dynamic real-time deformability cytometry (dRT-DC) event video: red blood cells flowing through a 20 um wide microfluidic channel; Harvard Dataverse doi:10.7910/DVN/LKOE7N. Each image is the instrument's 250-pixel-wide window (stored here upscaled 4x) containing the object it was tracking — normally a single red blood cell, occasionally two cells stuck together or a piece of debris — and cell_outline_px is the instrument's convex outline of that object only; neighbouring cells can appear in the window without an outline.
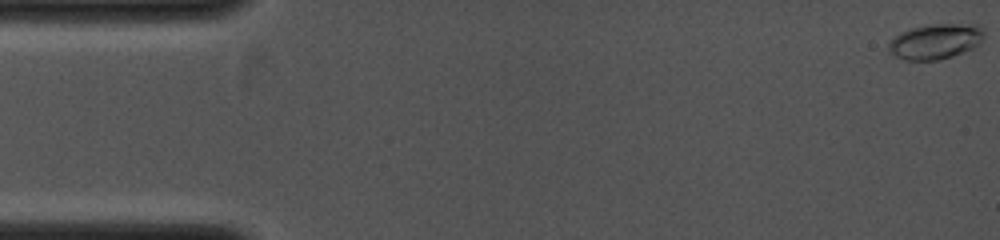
{"species": "common noctule bat (a hibernating species)", "species_latin": "Nyctalus noctula", "temperature_condition": "cold", "stored_images_in_passage": 14, "camera_frame_rate_fps": 4000, "um_per_image_px": 0.085, "animal": {"sex": "female", "body_mass_g": 19.0, "forearm_length_mm": 53.3}, "frame": {"image": 1, "passage_image": 1, "time_ms": 0.0, "image_size_px": [1000, 240], "cell_outline_px": [[984, 36], [980, 44], [964, 52], [940, 60], [904, 60], [888, 52], [888, 44], [900, 32], [912, 28], [932, 24], [980, 24], [984, 28]], "centroid_in_image_um": [79.55, 3.52], "position_along_channel_um": 5.4, "area_um2": 19.77}}
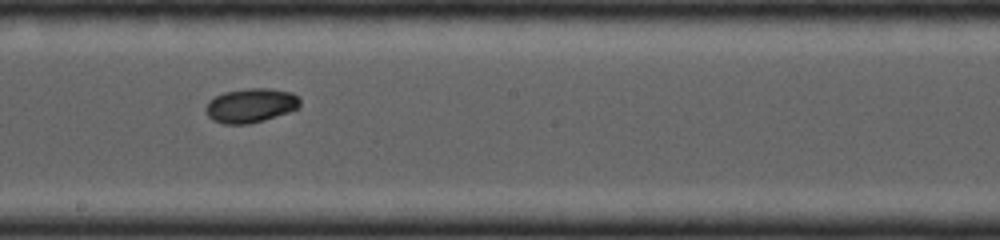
{"frame": {"image": 2, "passage_image": 10, "time_ms": 6.75, "image_size_px": [1000, 240], "cell_outline_px": [[300, 108], [264, 120], [248, 124], [224, 124], [212, 120], [208, 116], [204, 108], [208, 100], [224, 92], [248, 88], [272, 88], [292, 92], [300, 96]], "centroid_in_image_um": [21.32, 8.95], "position_along_channel_um": 226.9, "area_um2": 19.07}}
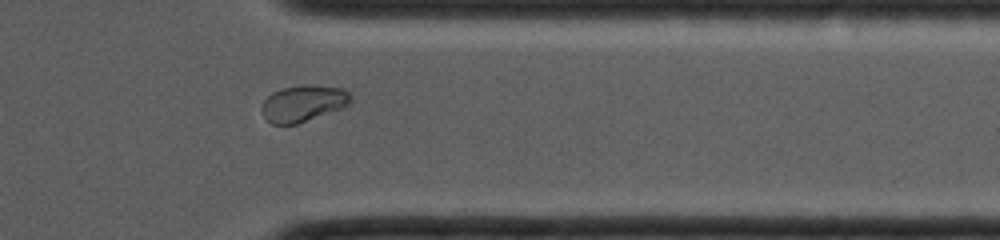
{"frame": {"image": 3, "passage_image": 14, "time_ms": 9.75, "image_size_px": [1000, 240], "cell_outline_px": [[352, 100], [344, 108], [296, 124], [272, 124], [264, 116], [260, 108], [264, 100], [272, 92], [284, 88], [344, 88], [352, 96]], "centroid_in_image_um": [25.77, 8.85], "position_along_channel_um": 385.6, "area_um2": 18.09}}